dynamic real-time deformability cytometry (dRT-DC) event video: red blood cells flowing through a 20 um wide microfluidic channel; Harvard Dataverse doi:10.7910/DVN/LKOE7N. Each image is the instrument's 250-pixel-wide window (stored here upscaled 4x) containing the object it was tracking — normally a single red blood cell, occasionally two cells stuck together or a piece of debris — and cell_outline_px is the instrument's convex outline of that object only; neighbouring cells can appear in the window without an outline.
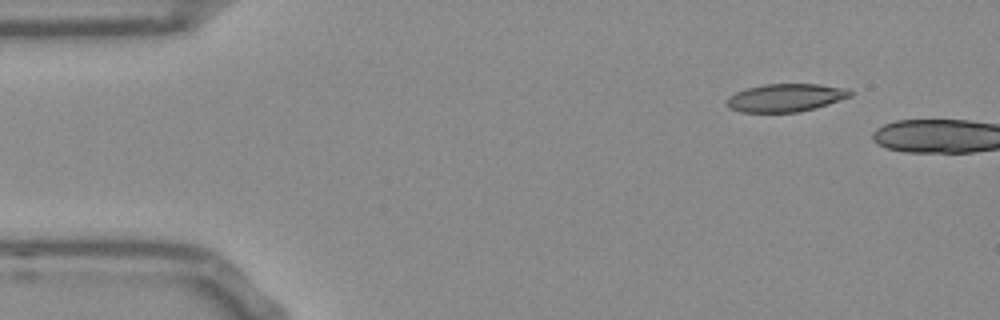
{"species": "Egyptian fruit bat (a non-hibernating species)", "species_latin": "Rousettus aegyptiacus", "temperature_condition": "room temperature", "stored_images_in_passage": 3, "camera_frame_rate_fps": 3000, "um_per_image_px": 0.085, "frame": {"image": 1, "passage_image": 1, "time_ms": 0.0, "image_size_px": [1000, 320], "cell_outline_px": [[852, 96], [828, 104], [796, 112], [740, 112], [728, 108], [724, 104], [724, 100], [728, 96], [744, 88], [764, 84], [820, 84], [848, 88], [852, 92]], "centroid_in_image_um": [66.71, 8.3], "position_along_channel_um": 18.3, "area_um2": 20.35}}